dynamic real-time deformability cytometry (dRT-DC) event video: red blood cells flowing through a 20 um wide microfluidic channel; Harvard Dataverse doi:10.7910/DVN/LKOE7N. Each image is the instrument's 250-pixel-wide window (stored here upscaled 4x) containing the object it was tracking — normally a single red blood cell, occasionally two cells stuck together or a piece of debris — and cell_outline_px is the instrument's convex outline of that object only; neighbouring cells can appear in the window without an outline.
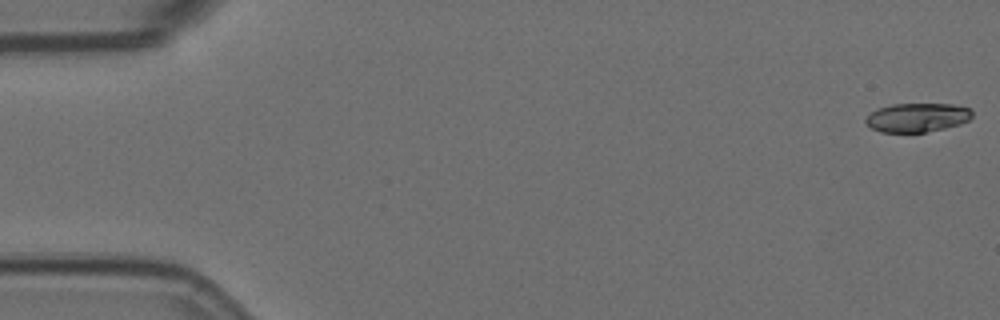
{"species": "Egyptian fruit bat (a non-hibernating species)", "species_latin": "Rousettus aegyptiacus", "temperature_condition": "room temperature", "stored_images_in_passage": 10, "camera_frame_rate_fps": 3000, "um_per_image_px": 0.085, "animal": {"sex": "female"}, "frame": {"image": 1, "passage_image": 1, "time_ms": 0.0, "image_size_px": [1000, 320], "cell_outline_px": [[972, 116], [968, 120], [960, 124], [944, 128], [924, 132], [880, 132], [872, 128], [864, 120], [872, 112], [880, 108], [892, 104], [952, 104], [972, 108]], "centroid_in_image_um": [78.0, 9.98], "position_along_channel_um": 7.0, "area_um2": 17.8}}